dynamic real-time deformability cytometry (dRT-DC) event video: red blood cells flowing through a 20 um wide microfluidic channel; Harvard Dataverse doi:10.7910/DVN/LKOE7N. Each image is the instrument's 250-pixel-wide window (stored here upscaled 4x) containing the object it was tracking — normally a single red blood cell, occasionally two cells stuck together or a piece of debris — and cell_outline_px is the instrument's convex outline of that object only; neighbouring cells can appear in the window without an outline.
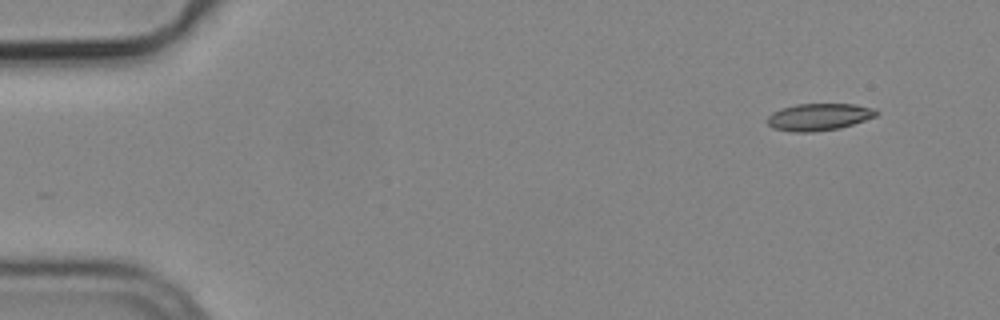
{"species": "common noctule bat (a hibernating species)", "species_latin": "Nyctalus noctula", "temperature_condition": "cold", "stored_images_in_passage": 5, "camera_frame_rate_fps": 3000, "um_per_image_px": 0.085, "animal": {"sex": "male", "body_mass_g": 19.2, "forearm_length_mm": 51.8}, "frame": {"image": 1, "passage_image": 1, "time_ms": 0.0, "image_size_px": [1000, 320], "cell_outline_px": [[880, 112], [876, 116], [840, 128], [812, 132], [792, 132], [772, 128], [764, 120], [772, 112], [780, 108], [796, 104], [856, 104], [876, 108]], "centroid_in_image_um": [69.58, 9.93], "position_along_channel_um": 15.4, "area_um2": 17.46}}
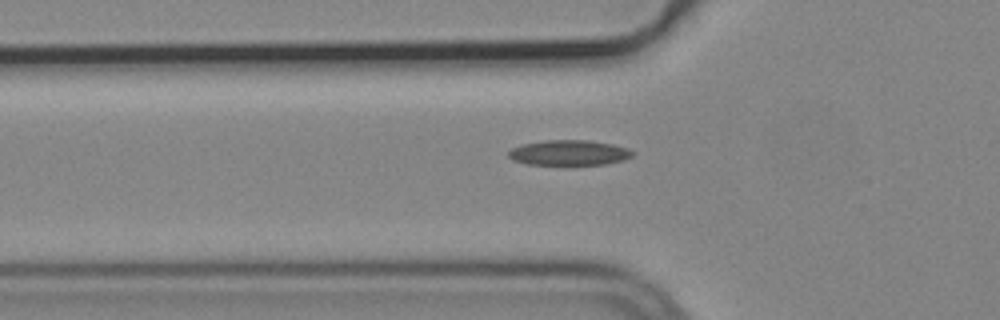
{"frame": {"image": 2, "passage_image": 5, "time_ms": 1.333, "image_size_px": [1000, 320], "cell_outline_px": [[632, 156], [624, 160], [604, 164], [528, 164], [512, 160], [508, 156], [508, 152], [512, 148], [524, 144], [544, 140], [588, 140], [612, 144], [628, 148], [632, 152]], "centroid_in_image_um": [48.36, 12.97], "position_along_channel_um": 77.4, "area_um2": 18.03}}